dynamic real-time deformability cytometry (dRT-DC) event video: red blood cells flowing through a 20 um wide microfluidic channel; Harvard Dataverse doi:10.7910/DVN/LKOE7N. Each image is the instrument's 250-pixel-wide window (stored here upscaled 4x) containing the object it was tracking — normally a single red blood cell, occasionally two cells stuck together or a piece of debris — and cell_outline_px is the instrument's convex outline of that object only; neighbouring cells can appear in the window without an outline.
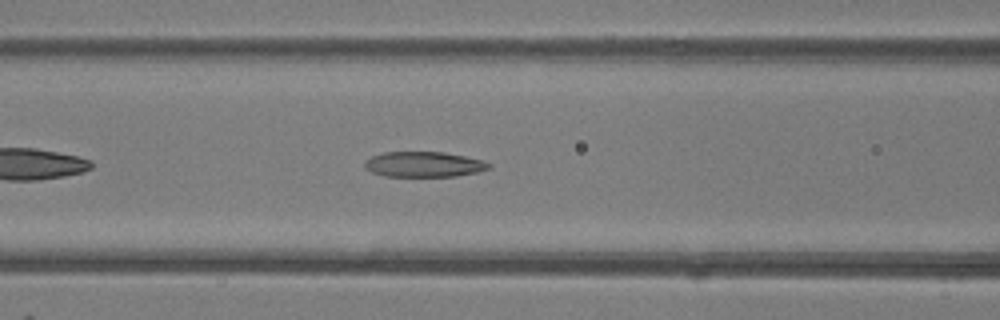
{"species": "common noctule bat (a hibernating species)", "species_latin": "Nyctalus noctula", "temperature_condition": "room temperature", "stored_images_in_passage": 36, "camera_frame_rate_fps": 3000, "um_per_image_px": 0.085, "animal": {"sex": "female"}, "frame": {"image": 1, "passage_image": 8, "time_ms": 2.333, "image_size_px": [1000, 320], "cell_outline_px": [[492, 168], [476, 172], [456, 176], [384, 176], [372, 172], [364, 168], [364, 160], [372, 156], [384, 152], [444, 152], [484, 160], [492, 164]], "centroid_in_image_um": [36.03, 13.97], "position_along_channel_um": 130.6, "area_um2": 18.44}}
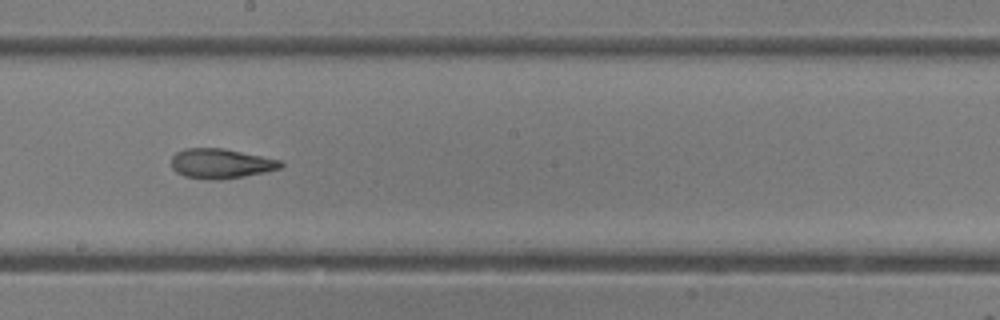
{"frame": {"image": 2, "passage_image": 15, "time_ms": 4.667, "image_size_px": [1000, 320], "cell_outline_px": [[284, 164], [280, 168], [264, 172], [244, 176], [220, 180], [208, 180], [184, 176], [176, 172], [172, 168], [172, 156], [176, 152], [184, 148], [224, 148], [280, 160]], "centroid_in_image_um": [18.74, 13.9], "position_along_channel_um": 229.5, "area_um2": 19.02}}
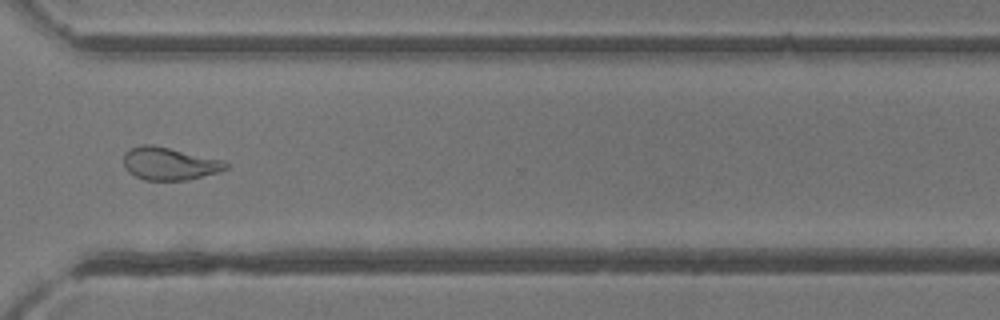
{"frame": {"image": 3, "passage_image": 24, "time_ms": 7.667, "image_size_px": [1000, 320], "cell_outline_px": [[228, 168], [220, 172], [188, 180], [144, 180], [128, 172], [124, 168], [124, 152], [140, 144], [152, 144], [224, 160], [228, 164]], "centroid_in_image_um": [14.4, 13.91], "position_along_channel_um": 356.2, "area_um2": 19.65}, "authors_computed_cell_mechanics": {"area_um2": 19.363, "velocity_mm_per_s": 4.2346, "shape_relaxation_time_tau1_ms": null, "shape_relaxation_time_tau2_ms": 2.0511, "deformation_change_tau1": null, "deformation_change_tau2": 0.088}}